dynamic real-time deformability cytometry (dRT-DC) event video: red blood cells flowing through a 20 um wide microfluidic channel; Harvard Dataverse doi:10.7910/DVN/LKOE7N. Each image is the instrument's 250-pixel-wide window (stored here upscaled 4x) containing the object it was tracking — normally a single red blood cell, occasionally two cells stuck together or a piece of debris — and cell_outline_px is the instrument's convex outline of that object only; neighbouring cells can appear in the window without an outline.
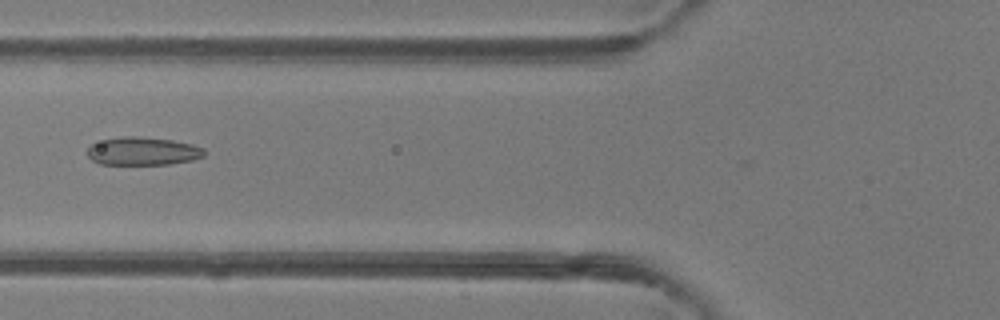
{"species": "common noctule bat (a hibernating species)", "species_latin": "Nyctalus noctula", "temperature_condition": "room temperature", "stored_images_in_passage": 48, "camera_frame_rate_fps": 3000, "um_per_image_px": 0.085, "animal": {"sex": "female"}, "frame": {"image": 1, "passage_image": 20, "time_ms": 6.333, "image_size_px": [1000, 320], "cell_outline_px": [[204, 156], [192, 160], [168, 164], [100, 164], [92, 160], [88, 156], [88, 148], [92, 144], [104, 140], [124, 136], [136, 136], [172, 140], [192, 144], [204, 148]], "centroid_in_image_um": [12.15, 12.85], "position_along_channel_um": 113.7, "area_um2": 18.96}}
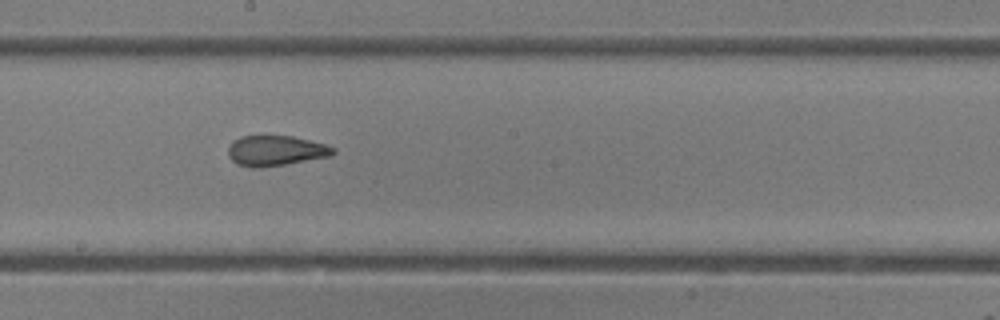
{"frame": {"image": 2, "passage_image": 28, "time_ms": 9.0, "image_size_px": [1000, 320], "cell_outline_px": [[336, 152], [332, 156], [260, 168], [252, 168], [236, 164], [228, 156], [228, 148], [232, 140], [240, 136], [264, 132], [292, 136], [324, 144], [336, 148]], "centroid_in_image_um": [23.38, 12.76], "position_along_channel_um": 224.8, "area_um2": 19.36}}
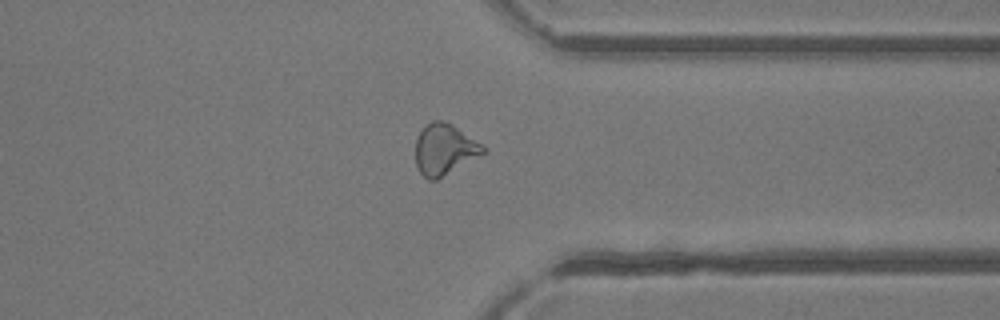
{"frame": {"image": 3, "passage_image": 39, "time_ms": 12.667, "image_size_px": [1000, 320], "cell_outline_px": [[488, 152], [436, 180], [428, 180], [420, 172], [416, 164], [416, 136], [432, 120], [444, 120], [452, 124], [480, 144]], "centroid_in_image_um": [37.77, 12.71], "position_along_channel_um": 373.6, "area_um2": 19.88}, "authors_computed_cell_mechanics": {"area_um2": 19.9699, "velocity_mm_per_s": 4.1404, "shape_relaxation_time_tau1_ms": null, "shape_relaxation_time_tau2_ms": 1.4108, "deformation_change_tau1": null, "deformation_change_tau2": 0.0719}}